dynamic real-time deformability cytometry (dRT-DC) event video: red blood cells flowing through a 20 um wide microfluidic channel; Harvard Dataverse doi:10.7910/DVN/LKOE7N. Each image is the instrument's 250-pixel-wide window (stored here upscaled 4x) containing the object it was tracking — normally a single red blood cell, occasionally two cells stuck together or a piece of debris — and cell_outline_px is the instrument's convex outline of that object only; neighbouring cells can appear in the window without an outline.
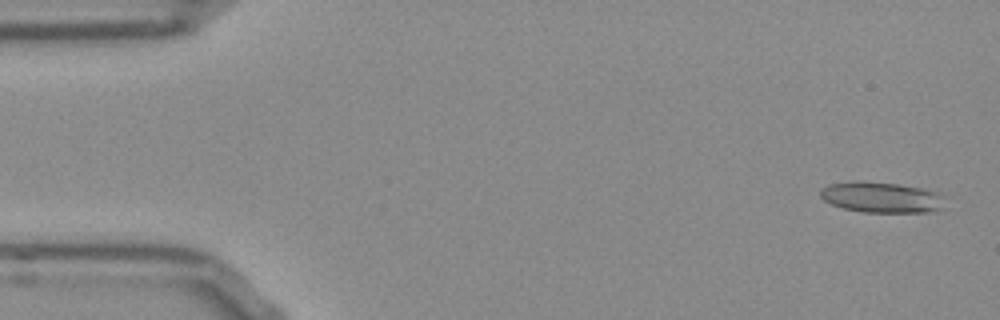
{"species": "Egyptian fruit bat (a non-hibernating species)", "species_latin": "Rousettus aegyptiacus", "temperature_condition": "room temperature", "stored_images_in_passage": 17, "camera_frame_rate_fps": 3000, "um_per_image_px": 0.085, "frame": {"image": 1, "passage_image": 2, "time_ms": 0.333, "image_size_px": [1000, 320], "cell_outline_px": [[944, 196], [940, 208], [932, 212], [860, 212], [844, 208], [832, 204], [824, 200], [820, 196], [820, 188], [828, 184], [900, 184], [924, 188], [936, 192]], "centroid_in_image_um": [74.96, 16.81], "position_along_channel_um": 10.0, "area_um2": 21.39}}
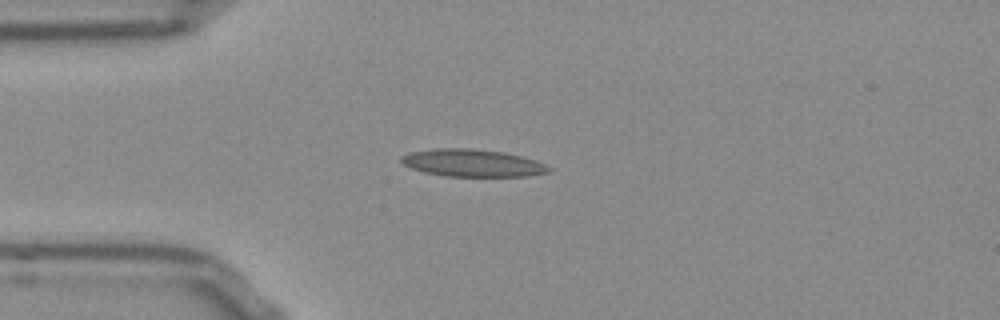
{"frame": {"image": 2, "passage_image": 13, "time_ms": 4.0, "image_size_px": [1000, 320], "cell_outline_px": [[552, 168], [548, 172], [528, 176], [444, 176], [424, 172], [412, 168], [404, 164], [400, 160], [400, 156], [408, 152], [436, 148], [468, 148], [504, 152], [536, 160]], "centroid_in_image_um": [40.13, 13.85], "position_along_channel_um": 44.9, "area_um2": 23.52}}